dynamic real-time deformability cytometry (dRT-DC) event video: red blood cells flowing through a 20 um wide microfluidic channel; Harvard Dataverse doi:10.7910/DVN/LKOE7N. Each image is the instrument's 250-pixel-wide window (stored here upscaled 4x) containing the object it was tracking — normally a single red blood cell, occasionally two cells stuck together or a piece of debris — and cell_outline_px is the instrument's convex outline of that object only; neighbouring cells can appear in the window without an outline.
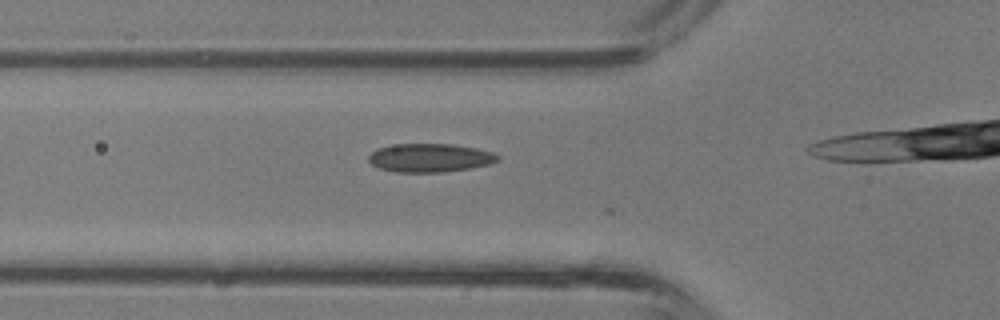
{"species": "common noctule bat (a hibernating species)", "species_latin": "Nyctalus noctula", "temperature_condition": "room temperature", "stored_images_in_passage": 7, "camera_frame_rate_fps": 3000, "um_per_image_px": 0.085, "animal": {"sex": "male", "body_mass_g": 13.3}, "frame": {"image": 1, "passage_image": 4, "time_ms": 1.0, "image_size_px": [1000, 320], "cell_outline_px": [[500, 160], [488, 164], [472, 168], [440, 172], [396, 172], [380, 168], [372, 164], [368, 160], [368, 156], [376, 148], [396, 144], [452, 144], [476, 148], [492, 152], [500, 156]], "centroid_in_image_um": [36.55, 13.41], "position_along_channel_um": 89.3, "area_um2": 21.44}}
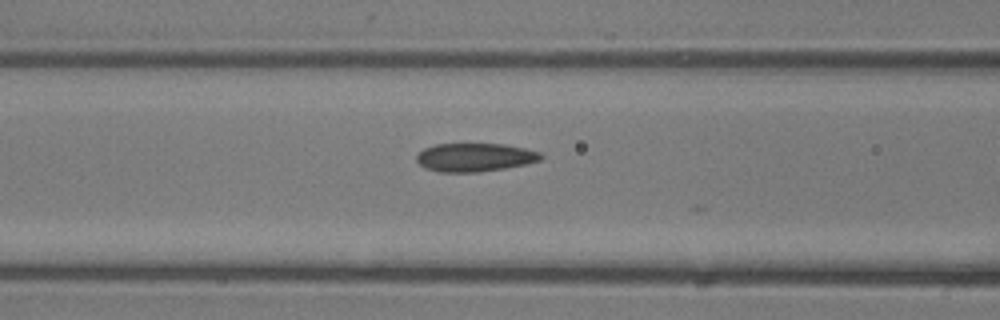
{"frame": {"image": 2, "passage_image": 6, "time_ms": 1.667, "image_size_px": [1000, 320], "cell_outline_px": [[544, 156], [540, 160], [524, 164], [504, 168], [480, 172], [440, 172], [424, 168], [416, 160], [416, 156], [424, 148], [436, 144], [504, 144], [524, 148], [540, 152]], "centroid_in_image_um": [40.34, 13.37], "position_along_channel_um": 126.3, "area_um2": 20.52}}